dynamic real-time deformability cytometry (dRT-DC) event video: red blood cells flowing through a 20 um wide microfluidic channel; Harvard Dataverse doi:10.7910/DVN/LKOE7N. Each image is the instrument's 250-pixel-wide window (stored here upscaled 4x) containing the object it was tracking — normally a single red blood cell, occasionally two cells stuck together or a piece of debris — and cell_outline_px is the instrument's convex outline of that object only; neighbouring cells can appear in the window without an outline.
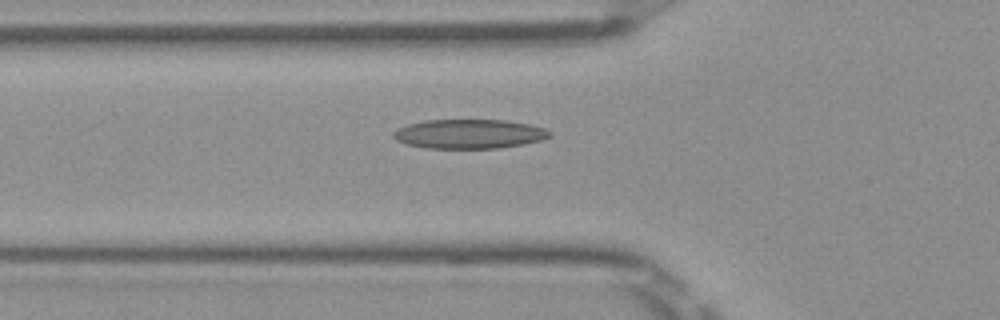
{"species": "Egyptian fruit bat (a non-hibernating species)", "species_latin": "Rousettus aegyptiacus", "temperature_condition": "room temperature", "stored_images_in_passage": 33, "camera_frame_rate_fps": 3000, "um_per_image_px": 0.085, "frame": {"image": 1, "passage_image": 2, "time_ms": 0.333, "image_size_px": [1000, 320], "cell_outline_px": [[552, 136], [540, 140], [524, 144], [500, 148], [428, 148], [404, 144], [396, 140], [392, 136], [392, 132], [396, 128], [408, 124], [428, 120], [508, 120], [528, 124], [544, 128], [552, 132]], "centroid_in_image_um": [39.86, 11.38], "position_along_channel_um": 85.9, "area_um2": 26.82}}
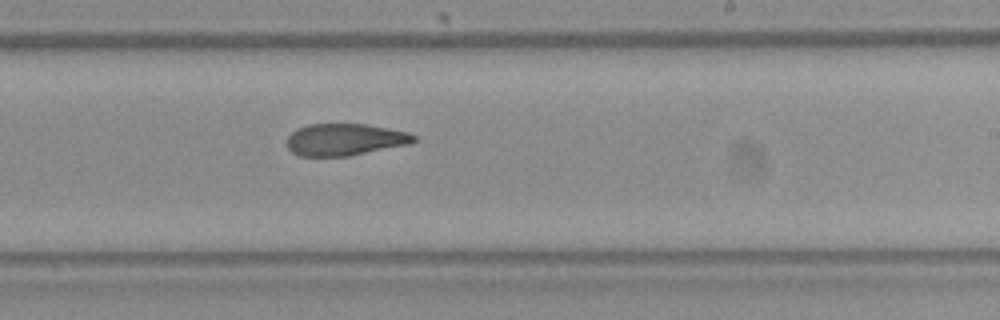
{"frame": {"image": 2, "passage_image": 15, "time_ms": 4.667, "image_size_px": [1000, 320], "cell_outline_px": [[416, 140], [412, 144], [348, 156], [300, 156], [292, 152], [288, 148], [288, 136], [296, 128], [308, 124], [364, 124], [388, 128], [408, 132], [416, 136]], "centroid_in_image_um": [29.33, 11.86], "position_along_channel_um": 259.7, "area_um2": 23.7}}
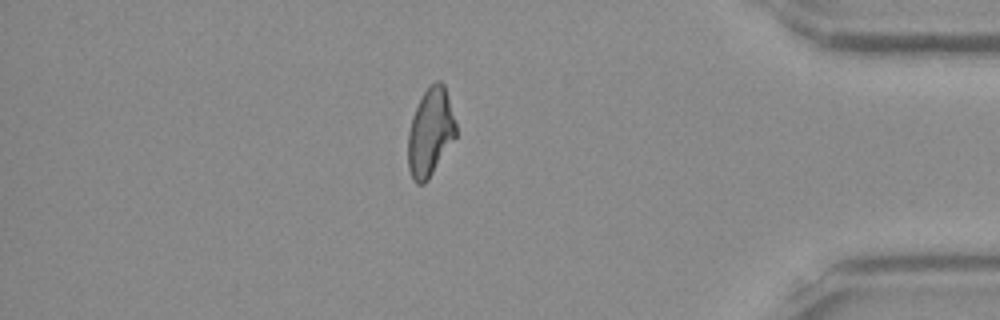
{"frame": {"image": 3, "passage_image": 28, "time_ms": 9.0, "image_size_px": [1000, 320], "cell_outline_px": [[456, 136], [428, 180], [424, 184], [416, 184], [412, 180], [408, 168], [408, 132], [412, 116], [424, 92], [436, 80], [440, 80], [444, 84], [456, 124]], "centroid_in_image_um": [36.56, 11.28], "position_along_channel_um": 398.6, "area_um2": 24.39}}